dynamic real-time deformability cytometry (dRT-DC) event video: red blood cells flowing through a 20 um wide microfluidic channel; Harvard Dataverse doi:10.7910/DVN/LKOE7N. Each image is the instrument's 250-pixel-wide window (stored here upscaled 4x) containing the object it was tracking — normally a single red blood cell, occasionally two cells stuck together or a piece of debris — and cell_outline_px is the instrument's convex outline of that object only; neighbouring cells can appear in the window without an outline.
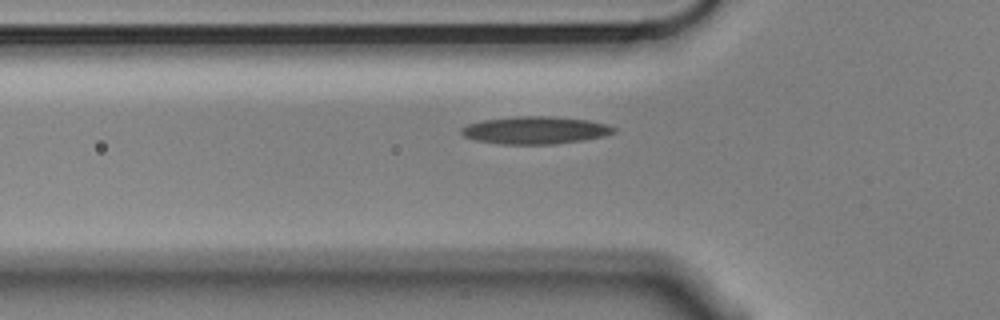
{"species": "Egyptian fruit bat (a non-hibernating species)", "species_latin": "Rousettus aegyptiacus", "temperature_condition": "cold", "stored_images_in_passage": 38, "camera_frame_rate_fps": 3000, "um_per_image_px": 0.085, "animal": {"sex": "male"}, "frame": {"image": 1, "passage_image": 4, "time_ms": 1.0, "image_size_px": [1000, 320], "cell_outline_px": [[616, 132], [604, 136], [584, 140], [552, 144], [500, 144], [476, 140], [464, 136], [460, 132], [460, 128], [468, 124], [484, 120], [516, 116], [552, 116], [588, 120], [608, 124], [616, 128]], "centroid_in_image_um": [45.52, 11.06], "position_along_channel_um": 80.3, "area_um2": 24.51}}
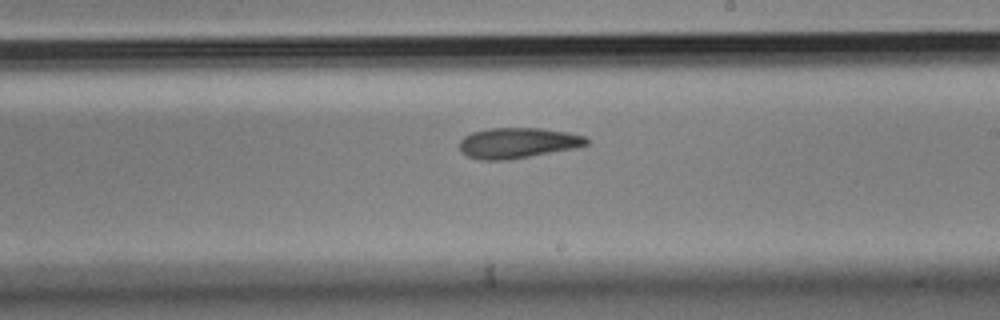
{"frame": {"image": 2, "passage_image": 18, "time_ms": 5.667, "image_size_px": [1000, 320], "cell_outline_px": [[588, 144], [576, 148], [508, 160], [480, 160], [468, 156], [460, 152], [460, 140], [464, 136], [472, 132], [488, 128], [540, 128], [568, 132], [584, 136], [588, 140]], "centroid_in_image_um": [43.99, 12.15], "position_along_channel_um": 245.0, "area_um2": 22.66}}
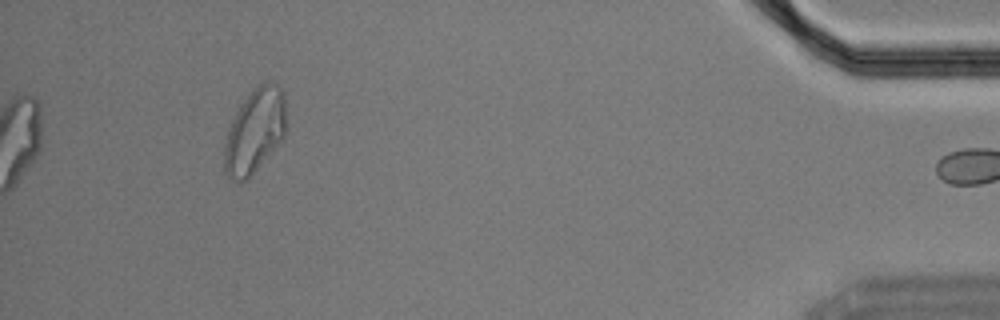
{"frame": {"image": 3, "passage_image": 38, "time_ms": 12.333, "image_size_px": [1000, 320], "cell_outline_px": [[284, 136], [248, 180], [240, 184], [228, 180], [224, 172], [224, 144], [228, 128], [240, 104], [252, 88], [260, 80], [276, 84], [284, 92]], "centroid_in_image_um": [21.6, 11.16], "position_along_channel_um": 413.6, "area_um2": 30.75}, "authors_computed_cell_mechanics": {"area_um2": 22.7732, "velocity_mm_per_s": 3.5141, "shape_relaxation_time_tau1_ms": 9.569, "shape_relaxation_time_tau2_ms": null, "deformation_change_tau1": 0.2014, "deformation_change_tau2": null}}